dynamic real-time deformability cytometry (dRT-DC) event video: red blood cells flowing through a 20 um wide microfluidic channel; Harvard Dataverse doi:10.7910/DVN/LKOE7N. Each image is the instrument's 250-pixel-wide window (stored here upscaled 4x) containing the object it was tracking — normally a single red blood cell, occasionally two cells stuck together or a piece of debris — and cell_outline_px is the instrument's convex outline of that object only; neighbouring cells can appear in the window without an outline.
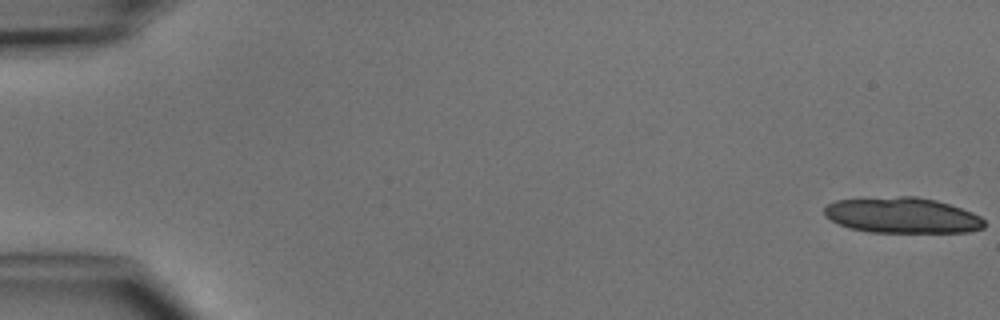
{"species": "common noctule bat (a hibernating species)", "species_latin": "Nyctalus noctula", "temperature_condition": "cold", "stored_images_in_passage": 5, "camera_frame_rate_fps": 3000, "um_per_image_px": 0.085, "animal": {"sex": "male", "body_mass_g": 15.6}, "frame": {"image": 1, "passage_image": 1, "time_ms": 0.0, "image_size_px": [1000, 320], "cell_outline_px": [[984, 228], [968, 232], [868, 232], [848, 228], [824, 216], [824, 208], [828, 204], [836, 200], [900, 196], [916, 196], [936, 200], [972, 212], [980, 216], [984, 220]], "centroid_in_image_um": [76.68, 18.31], "position_along_channel_um": 8.3, "area_um2": 33.23}}